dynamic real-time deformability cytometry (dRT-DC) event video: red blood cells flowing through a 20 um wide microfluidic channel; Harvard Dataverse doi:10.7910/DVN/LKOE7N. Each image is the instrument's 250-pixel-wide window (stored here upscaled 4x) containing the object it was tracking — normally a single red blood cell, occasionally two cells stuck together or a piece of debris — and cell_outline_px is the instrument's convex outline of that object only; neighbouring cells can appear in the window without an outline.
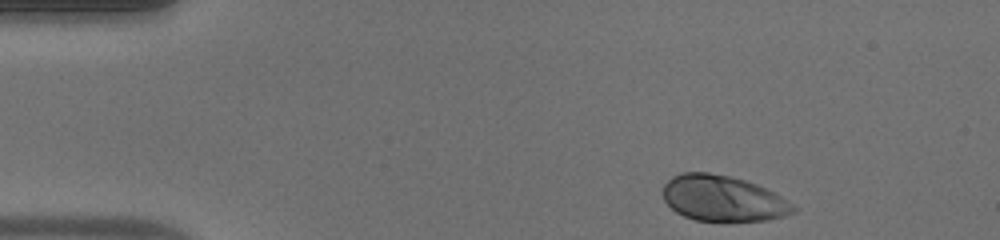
{"species": "human", "species_latin": "Homo sapiens", "temperature_condition": "warm", "stored_images_in_passage": 43, "camera_frame_rate_fps": 3000, "um_per_image_px": 0.085, "donor": {"sex": "male"}, "frame": {"image": 1, "passage_image": 1, "time_ms": 0.0, "image_size_px": [1000, 240], "cell_outline_px": [[796, 208], [792, 212], [784, 216], [768, 220], [696, 220], [684, 216], [676, 212], [664, 200], [660, 192], [664, 184], [672, 176], [684, 172], [708, 172], [732, 176], [756, 184], [780, 196], [792, 204]], "centroid_in_image_um": [61.38, 16.84], "position_along_channel_um": 23.6, "area_um2": 34.51}}
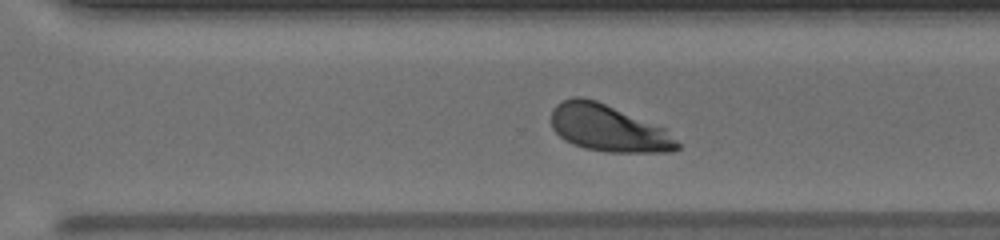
{"frame": {"image": 2, "passage_image": 31, "time_ms": 10.0, "image_size_px": [1000, 240], "cell_outline_px": [[680, 148], [672, 152], [608, 152], [584, 148], [572, 144], [564, 140], [552, 128], [552, 108], [556, 104], [572, 96], [584, 96], [596, 100], [664, 128], [680, 144]], "centroid_in_image_um": [51.68, 10.89], "position_along_channel_um": 318.9, "area_um2": 34.28}}
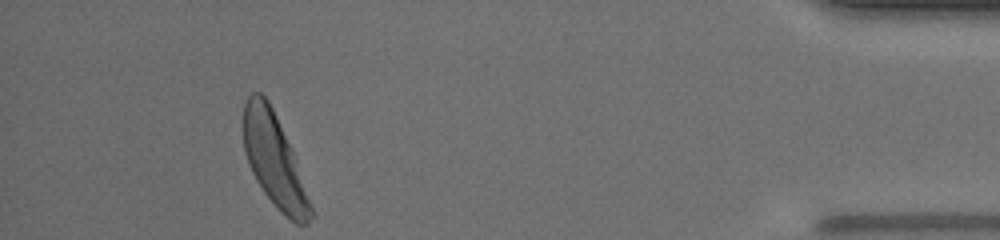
{"frame": {"image": 3, "passage_image": 43, "time_ms": 14.0, "image_size_px": [1000, 240], "cell_outline_px": [[312, 216], [308, 224], [296, 224], [264, 192], [256, 180], [248, 164], [244, 152], [244, 104], [248, 96], [252, 92], [260, 92], [268, 100], [272, 108], [292, 152], [312, 208]], "centroid_in_image_um": [23.27, 13.58], "position_along_channel_um": 411.9, "area_um2": 34.85}, "authors_computed_cell_mechanics": {"area_um2": 34.4488, "velocity_mm_per_s": 3.8016, "shape_relaxation_time_tau1_ms": 2.2215, "shape_relaxation_time_tau2_ms": null, "deformation_change_tau1": 0.1452, "deformation_change_tau2": null}}